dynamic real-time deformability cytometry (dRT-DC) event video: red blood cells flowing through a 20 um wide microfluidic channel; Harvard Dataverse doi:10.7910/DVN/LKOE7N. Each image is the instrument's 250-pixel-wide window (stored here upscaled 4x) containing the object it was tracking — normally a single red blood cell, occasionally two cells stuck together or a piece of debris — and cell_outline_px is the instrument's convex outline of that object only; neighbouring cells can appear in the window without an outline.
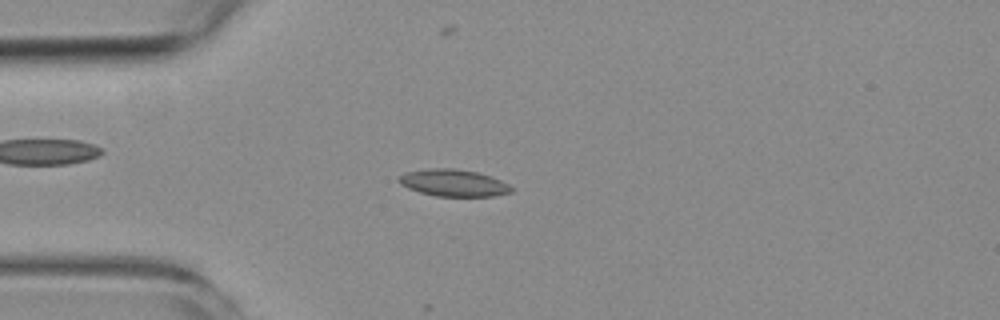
{"species": "common noctule bat (a hibernating species)", "species_latin": "Nyctalus noctula", "temperature_condition": "room temperature", "stored_images_in_passage": 4, "camera_frame_rate_fps": 3000, "um_per_image_px": 0.085, "animal": {"sex": "female", "body_mass_g": 19.3, "forearm_length_mm": 54.1}, "frame": {"image": 1, "passage_image": 4, "time_ms": 3.333, "image_size_px": [1000, 320], "cell_outline_px": [[516, 188], [512, 192], [492, 196], [436, 196], [420, 192], [408, 188], [400, 184], [396, 180], [396, 176], [404, 172], [428, 168], [456, 168], [476, 172], [500, 180]], "centroid_in_image_um": [38.5, 15.54], "position_along_channel_um": 46.5, "area_um2": 17.86}}